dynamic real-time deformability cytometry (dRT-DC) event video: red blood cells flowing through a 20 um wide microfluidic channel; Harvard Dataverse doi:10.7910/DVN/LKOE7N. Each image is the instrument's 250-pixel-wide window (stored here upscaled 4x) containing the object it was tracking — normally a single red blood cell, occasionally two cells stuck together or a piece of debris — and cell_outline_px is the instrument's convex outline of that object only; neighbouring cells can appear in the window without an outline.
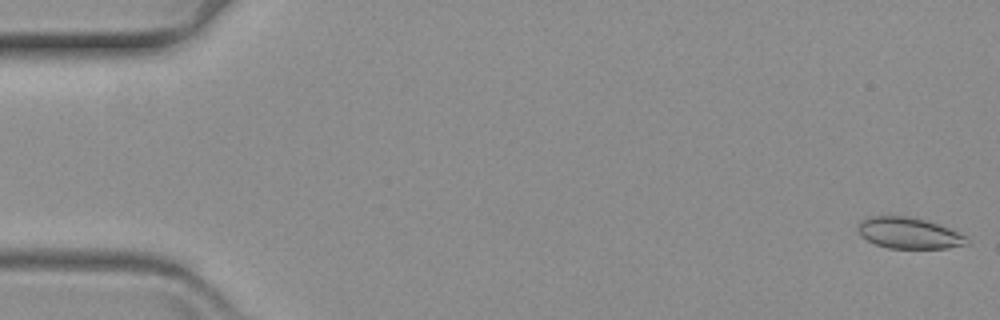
{"species": "common noctule bat (a hibernating species)", "species_latin": "Nyctalus noctula", "temperature_condition": "warm", "stored_images_in_passage": 11, "camera_frame_rate_fps": 3000, "um_per_image_px": 0.085, "animal": {"sex": "female", "body_mass_g": 19.3, "forearm_length_mm": 54.1}, "frame": {"image": 1, "passage_image": 1, "time_ms": 0.0, "image_size_px": [1000, 320], "cell_outline_px": [[968, 244], [948, 248], [888, 248], [876, 244], [860, 236], [860, 220], [868, 216], [908, 216], [924, 220], [948, 228], [968, 236]], "centroid_in_image_um": [77.27, 19.81], "position_along_channel_um": 7.7, "area_um2": 19.54}}